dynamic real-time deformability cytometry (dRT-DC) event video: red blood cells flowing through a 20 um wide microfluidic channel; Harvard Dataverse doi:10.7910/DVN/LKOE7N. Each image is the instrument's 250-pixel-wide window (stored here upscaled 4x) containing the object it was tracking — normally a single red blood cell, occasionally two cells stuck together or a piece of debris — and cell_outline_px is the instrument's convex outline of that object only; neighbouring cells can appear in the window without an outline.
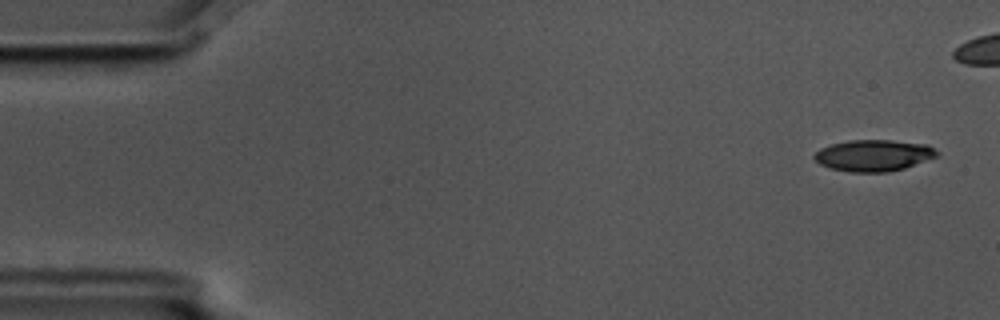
{"species": "common noctule bat (a hibernating species)", "species_latin": "Nyctalus noctula", "temperature_condition": "cold", "stored_images_in_passage": 7, "camera_frame_rate_fps": 3000, "um_per_image_px": 0.085, "animal": {"sex": "male", "body_mass_g": 17.5, "forearm_length_mm": 52.3}, "frame": {"image": 1, "passage_image": 1, "time_ms": 0.0, "image_size_px": [1000, 320], "cell_outline_px": [[940, 156], [904, 168], [888, 172], [852, 172], [828, 168], [820, 164], [812, 156], [820, 148], [832, 144], [848, 140], [892, 140], [928, 144], [940, 152]], "centroid_in_image_um": [74.29, 13.21], "position_along_channel_um": 10.7, "area_um2": 22.72}}